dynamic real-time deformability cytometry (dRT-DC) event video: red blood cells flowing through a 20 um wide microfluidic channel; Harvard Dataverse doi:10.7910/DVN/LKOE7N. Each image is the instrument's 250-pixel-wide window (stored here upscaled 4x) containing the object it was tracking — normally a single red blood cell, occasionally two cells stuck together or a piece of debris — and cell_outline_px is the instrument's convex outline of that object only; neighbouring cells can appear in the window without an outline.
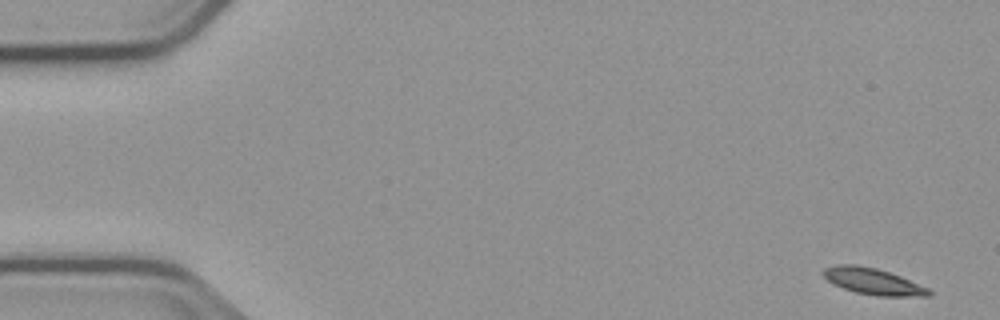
{"species": "common noctule bat (a hibernating species)", "species_latin": "Nyctalus noctula", "temperature_condition": "cold", "stored_images_in_passage": 54, "camera_frame_rate_fps": 3000, "um_per_image_px": 0.085, "animal": {"sex": "male", "body_mass_g": 23.1, "forearm_length_mm": 52.7}, "frame": {"image": 1, "passage_image": 1, "time_ms": 0.0, "image_size_px": [1000, 320], "cell_outline_px": [[932, 296], [876, 296], [856, 292], [832, 284], [824, 276], [824, 268], [836, 264], [856, 264], [876, 268], [900, 276], [928, 288], [932, 292]], "centroid_in_image_um": [74.21, 23.91], "position_along_channel_um": 10.8, "area_um2": 16.13}}
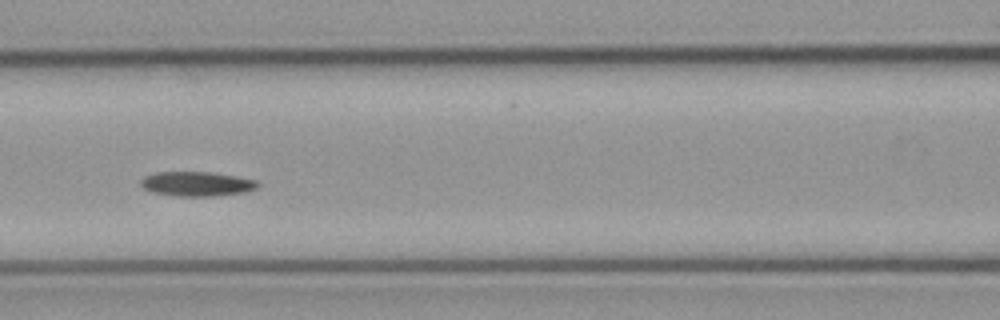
{"frame": {"image": 2, "passage_image": 23, "time_ms": 7.333, "image_size_px": [1000, 320], "cell_outline_px": [[260, 184], [256, 188], [244, 192], [212, 196], [176, 196], [152, 192], [144, 188], [140, 184], [140, 180], [144, 176], [156, 172], [212, 172], [236, 176], [256, 180]], "centroid_in_image_um": [16.71, 15.62], "position_along_channel_um": 149.9, "area_um2": 16.7}}
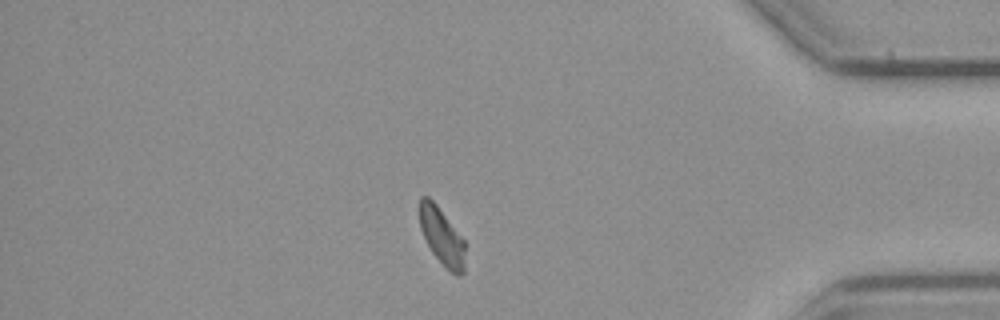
{"frame": {"image": 3, "passage_image": 46, "time_ms": 15.0, "image_size_px": [1000, 320], "cell_outline_px": [[464, 272], [460, 276], [456, 276], [432, 252], [420, 228], [416, 208], [420, 196], [428, 196], [436, 204], [464, 240]], "centroid_in_image_um": [37.5, 20.02], "position_along_channel_um": 397.7, "area_um2": 15.14}, "authors_computed_cell_mechanics": {"area_um2": 16.1551, "velocity_mm_per_s": 3.7241, "shape_relaxation_time_tau1_ms": 11.0844, "shape_relaxation_time_tau2_ms": null, "deformation_change_tau1": 0.1591, "deformation_change_tau2": null}}